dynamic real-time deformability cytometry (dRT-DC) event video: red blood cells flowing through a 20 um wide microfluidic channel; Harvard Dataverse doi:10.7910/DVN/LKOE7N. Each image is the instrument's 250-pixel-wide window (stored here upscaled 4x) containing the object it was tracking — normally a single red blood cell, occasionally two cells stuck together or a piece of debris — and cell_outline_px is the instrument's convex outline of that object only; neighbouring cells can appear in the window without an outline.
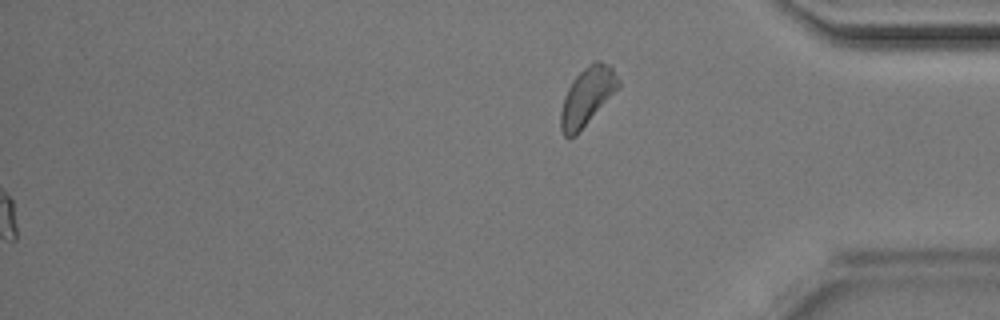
{"species": "Egyptian fruit bat (a non-hibernating species)", "species_latin": "Rousettus aegyptiacus", "temperature_condition": "room temperature", "stored_images_in_passage": 48, "segment_of_instrument_passage": [2, 2], "camera_frame_rate_fps": 3000, "um_per_image_px": 0.085, "animal": {"sex": "male"}, "frame": {"image": 1, "passage_image": 48, "time_ms": 15.667, "image_size_px": [1000, 320], "cell_outline_px": [[620, 88], [576, 136], [564, 136], [560, 128], [560, 112], [564, 96], [572, 80], [588, 64], [596, 60], [600, 60], [612, 64], [620, 80]], "centroid_in_image_um": [49.95, 8.17], "position_along_channel_um": 385.3, "area_um2": 19.94}}